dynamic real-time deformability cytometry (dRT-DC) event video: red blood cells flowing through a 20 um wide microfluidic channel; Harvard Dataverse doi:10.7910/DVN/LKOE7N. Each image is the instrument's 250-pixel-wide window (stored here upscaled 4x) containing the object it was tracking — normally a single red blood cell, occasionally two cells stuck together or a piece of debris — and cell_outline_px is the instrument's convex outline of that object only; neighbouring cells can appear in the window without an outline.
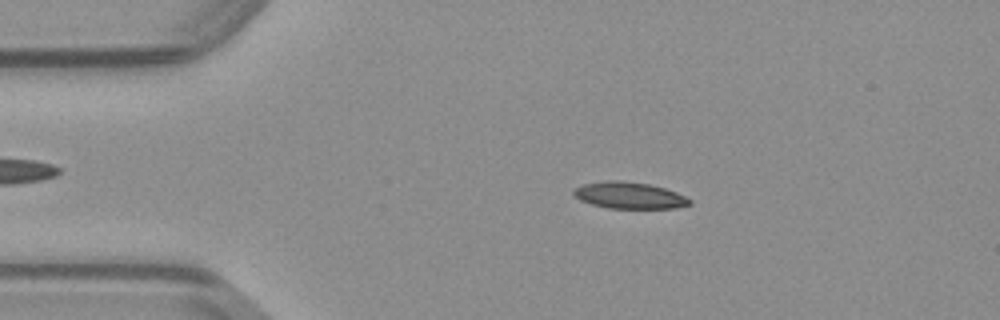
{"species": "common noctule bat (a hibernating species)", "species_latin": "Nyctalus noctula", "temperature_condition": "warm", "stored_images_in_passage": 30, "camera_frame_rate_fps": 3000, "um_per_image_px": 0.085, "animal": {"sex": "male", "body_mass_g": 23.1, "forearm_length_mm": 52.7}, "frame": {"image": 1, "passage_image": 9, "time_ms": 2.667, "image_size_px": [1000, 320], "cell_outline_px": [[692, 204], [676, 208], [608, 208], [592, 204], [580, 200], [572, 196], [572, 188], [584, 184], [608, 180], [620, 180], [648, 184], [664, 188], [676, 192], [692, 200]], "centroid_in_image_um": [53.46, 16.61], "position_along_channel_um": 31.5, "area_um2": 18.03}}
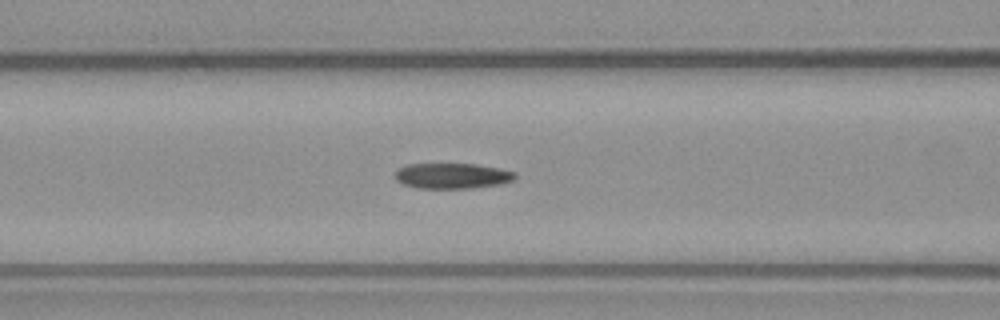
{"frame": {"image": 2, "passage_image": 19, "time_ms": 6.0, "image_size_px": [1000, 320], "cell_outline_px": [[516, 176], [512, 180], [500, 184], [472, 188], [420, 188], [404, 184], [396, 180], [392, 172], [396, 168], [404, 164], [476, 164], [500, 168], [516, 172]], "centroid_in_image_um": [38.38, 14.93], "position_along_channel_um": 128.2, "area_um2": 18.03}}
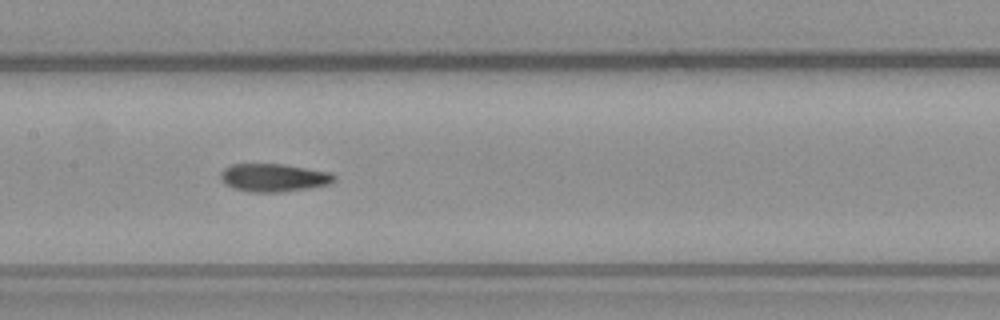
{"frame": {"image": 3, "passage_image": 23, "time_ms": 7.333, "image_size_px": [1000, 320], "cell_outline_px": [[336, 180], [328, 184], [308, 188], [280, 192], [248, 192], [224, 184], [220, 180], [220, 172], [224, 168], [232, 164], [284, 164], [332, 172], [336, 176]], "centroid_in_image_um": [23.26, 15.09], "position_along_channel_um": 184.1, "area_um2": 18.67}}